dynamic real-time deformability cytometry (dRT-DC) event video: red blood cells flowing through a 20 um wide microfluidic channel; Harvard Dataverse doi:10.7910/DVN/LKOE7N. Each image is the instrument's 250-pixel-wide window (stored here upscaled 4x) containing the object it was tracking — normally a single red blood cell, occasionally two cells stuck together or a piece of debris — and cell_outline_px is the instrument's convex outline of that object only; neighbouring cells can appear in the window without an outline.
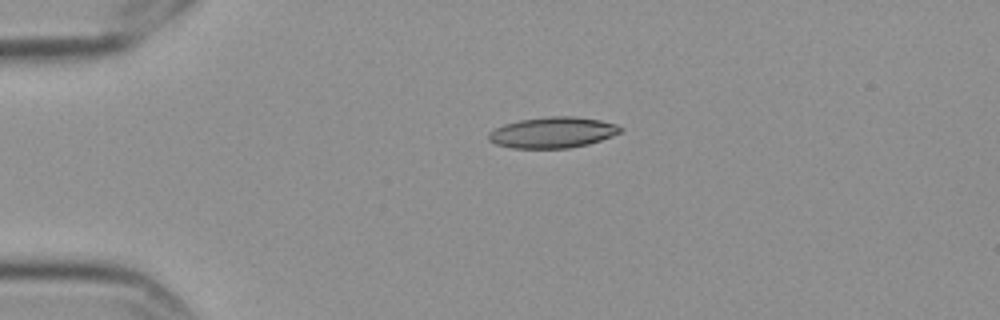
{"species": "Egyptian fruit bat (a non-hibernating species)", "species_latin": "Rousettus aegyptiacus", "temperature_condition": "cold", "stored_images_in_passage": 3, "camera_frame_rate_fps": 3000, "um_per_image_px": 0.085, "frame": {"image": 1, "passage_image": 2, "time_ms": 0.333, "image_size_px": [1000, 320], "cell_outline_px": [[624, 128], [620, 132], [612, 136], [588, 144], [568, 148], [512, 148], [496, 144], [488, 140], [488, 132], [504, 124], [520, 120], [548, 116], [576, 116], [600, 120], [616, 124]], "centroid_in_image_um": [46.98, 11.25], "position_along_channel_um": 38.0, "area_um2": 23.76}}